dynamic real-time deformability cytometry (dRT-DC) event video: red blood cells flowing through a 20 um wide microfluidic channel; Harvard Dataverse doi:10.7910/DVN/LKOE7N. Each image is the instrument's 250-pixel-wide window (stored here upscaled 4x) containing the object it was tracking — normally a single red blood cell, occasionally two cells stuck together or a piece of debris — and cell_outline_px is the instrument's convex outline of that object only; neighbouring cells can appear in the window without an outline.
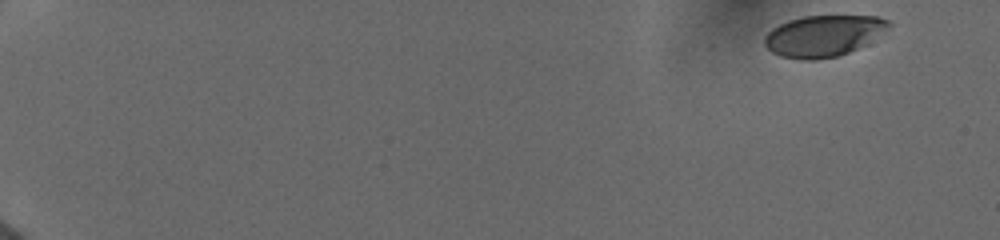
{"species": "human", "species_latin": "Homo sapiens", "temperature_condition": "cold", "stored_images_in_passage": 12, "camera_frame_rate_fps": 3000, "um_per_image_px": 0.085, "donor": {"sex": "female"}, "frame": {"image": 1, "passage_image": 1, "time_ms": 0.0, "image_size_px": [1000, 240], "cell_outline_px": [[892, 24], [888, 28], [864, 44], [848, 52], [836, 56], [816, 60], [804, 60], [780, 56], [772, 52], [764, 44], [764, 36], [772, 28], [788, 20], [804, 16], [876, 16], [888, 20]], "centroid_in_image_um": [69.94, 3.04], "position_along_channel_um": 15.1, "area_um2": 29.54}}
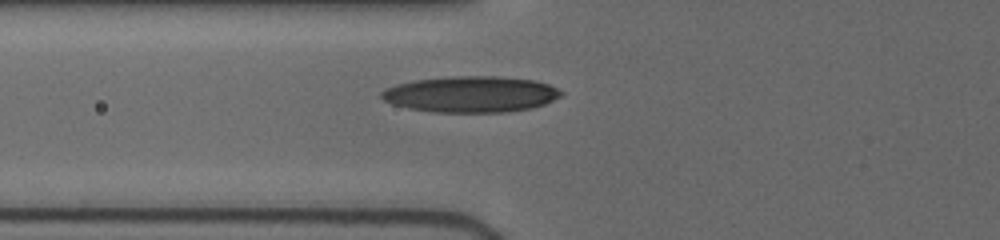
{"frame": {"image": 2, "passage_image": 9, "time_ms": 6.667, "image_size_px": [1000, 240], "cell_outline_px": [[564, 92], [560, 96], [544, 104], [532, 108], [504, 112], [436, 112], [408, 108], [392, 104], [384, 100], [380, 96], [380, 92], [384, 88], [396, 84], [412, 80], [448, 76], [496, 76], [536, 80], [548, 84]], "centroid_in_image_um": [39.99, 8.0], "position_along_channel_um": 85.8, "area_um2": 37.97}}
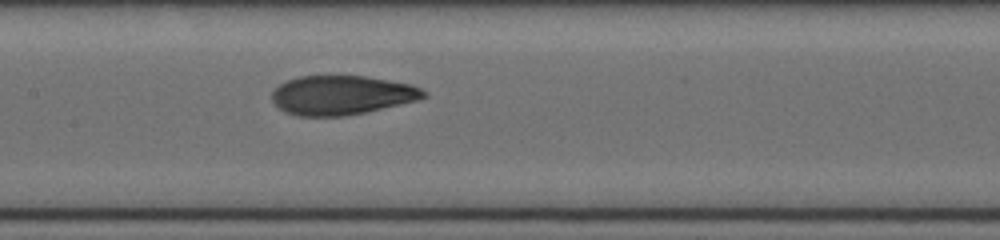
{"frame": {"image": 3, "passage_image": 12, "time_ms": 9.0, "image_size_px": [1000, 240], "cell_outline_px": [[428, 96], [420, 100], [364, 112], [344, 116], [296, 116], [284, 112], [272, 100], [272, 92], [280, 84], [288, 80], [300, 76], [364, 76], [412, 84], [428, 92]], "centroid_in_image_um": [29.08, 8.09], "position_along_channel_um": 178.3, "area_um2": 34.68}}